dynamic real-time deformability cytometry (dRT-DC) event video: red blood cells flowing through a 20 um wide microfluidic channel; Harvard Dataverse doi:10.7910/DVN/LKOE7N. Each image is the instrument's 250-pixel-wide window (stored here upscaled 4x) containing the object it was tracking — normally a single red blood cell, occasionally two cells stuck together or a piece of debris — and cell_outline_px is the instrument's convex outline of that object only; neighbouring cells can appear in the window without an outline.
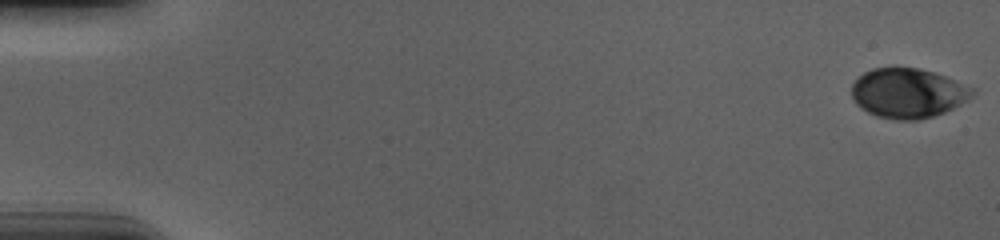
{"species": "human", "species_latin": "Homo sapiens", "temperature_condition": "cold", "stored_images_in_passage": 57, "camera_frame_rate_fps": 3000, "um_per_image_px": 0.085, "donor": {"sex": "male"}, "frame": {"image": 1, "passage_image": 1, "time_ms": 0.0, "image_size_px": [1000, 240], "cell_outline_px": [[976, 92], [972, 96], [960, 104], [944, 112], [932, 116], [916, 120], [896, 120], [876, 116], [860, 108], [856, 104], [852, 96], [852, 84], [864, 72], [872, 68], [896, 64], [920, 68], [944, 76], [976, 88]], "centroid_in_image_um": [77.15, 7.87], "position_along_channel_um": 7.8, "area_um2": 35.55}}
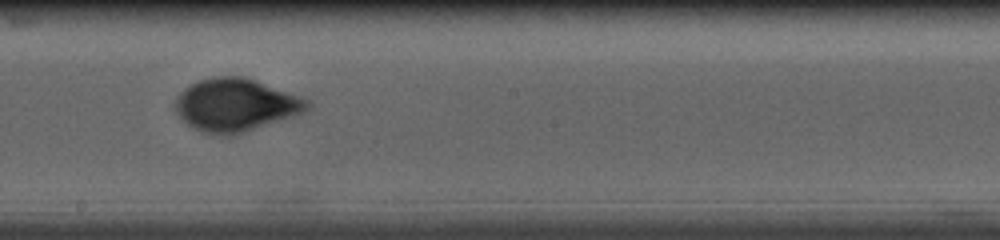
{"frame": {"image": 2, "passage_image": 33, "time_ms": 10.667, "image_size_px": [1000, 240], "cell_outline_px": [[312, 104], [304, 112], [232, 136], [220, 136], [204, 132], [188, 124], [176, 112], [172, 104], [176, 96], [184, 88], [200, 80], [212, 76], [244, 76], [256, 80], [300, 96], [308, 100]], "centroid_in_image_um": [20.0, 8.91], "position_along_channel_um": 228.2, "area_um2": 40.58}}
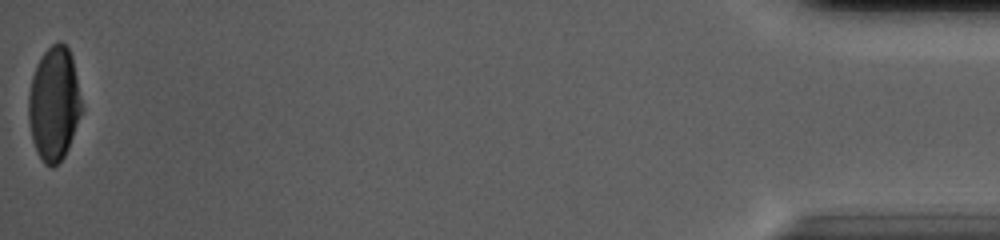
{"frame": {"image": 3, "passage_image": 57, "time_ms": 18.667, "image_size_px": [1000, 240], "cell_outline_px": [[84, 108], [68, 148], [64, 156], [52, 168], [44, 164], [40, 160], [36, 152], [32, 140], [28, 120], [28, 96], [32, 76], [36, 64], [44, 52], [52, 44], [60, 40], [68, 48], [72, 56]], "centroid_in_image_um": [4.6, 8.83], "position_along_channel_um": 430.6, "area_um2": 35.78}, "authors_computed_cell_mechanics": {"area_um2": 36.8186, "velocity_mm_per_s": 3.6849, "shape_relaxation_time_tau1_ms": 4.27, "shape_relaxation_time_tau2_ms": null, "deformation_change_tau1": 0.1688, "deformation_change_tau2": null}}